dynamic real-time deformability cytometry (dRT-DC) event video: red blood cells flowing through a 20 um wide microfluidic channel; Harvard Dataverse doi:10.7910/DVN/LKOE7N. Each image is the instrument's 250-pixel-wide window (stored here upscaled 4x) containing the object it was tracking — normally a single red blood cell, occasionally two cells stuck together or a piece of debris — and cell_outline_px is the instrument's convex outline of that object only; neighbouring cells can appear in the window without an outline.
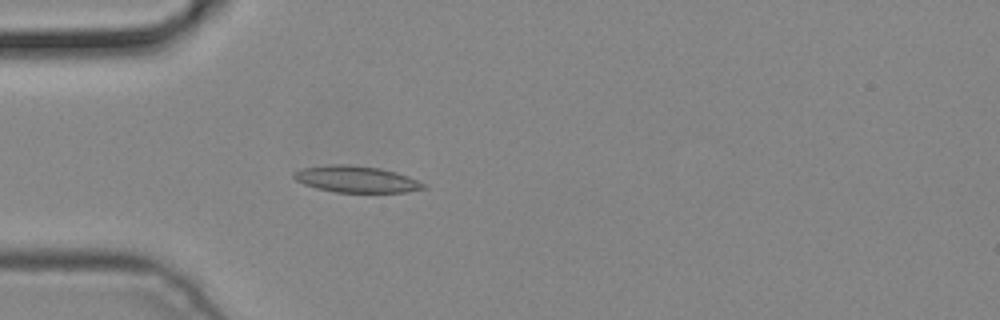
{"species": "common noctule bat (a hibernating species)", "species_latin": "Nyctalus noctula", "temperature_condition": "cold", "stored_images_in_passage": 4, "camera_frame_rate_fps": 3000, "um_per_image_px": 0.085, "animal": {"sex": "male", "body_mass_g": 19.2, "forearm_length_mm": 51.8}, "frame": {"image": 1, "passage_image": 4, "time_ms": 1.0, "image_size_px": [1000, 320], "cell_outline_px": [[428, 188], [408, 192], [336, 192], [316, 188], [304, 184], [296, 180], [292, 176], [292, 172], [300, 168], [328, 164], [348, 164], [380, 168], [396, 172], [408, 176], [428, 184]], "centroid_in_image_um": [30.29, 15.22], "position_along_channel_um": 54.7, "area_um2": 20.35}}